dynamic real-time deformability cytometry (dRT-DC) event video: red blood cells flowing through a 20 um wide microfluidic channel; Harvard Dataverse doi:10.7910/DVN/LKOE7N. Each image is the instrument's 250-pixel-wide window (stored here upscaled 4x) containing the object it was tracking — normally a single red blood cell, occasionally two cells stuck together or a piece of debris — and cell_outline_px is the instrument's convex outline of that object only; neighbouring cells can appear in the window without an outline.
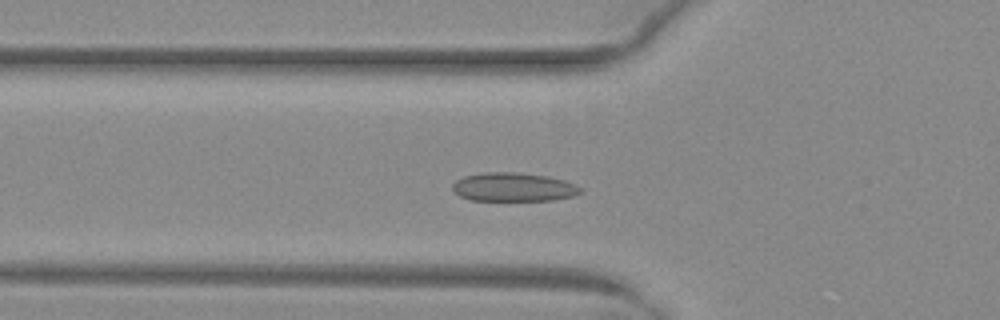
{"species": "common noctule bat (a hibernating species)", "species_latin": "Nyctalus noctula", "temperature_condition": "warm", "stored_images_in_passage": 47, "camera_frame_rate_fps": 3000, "um_per_image_px": 0.085, "animal": {"sex": "female", "body_mass_g": 29.2, "forearm_length_mm": 56.3}, "frame": {"image": 1, "passage_image": 14, "time_ms": 4.333, "image_size_px": [1000, 320], "cell_outline_px": [[584, 188], [580, 192], [572, 196], [552, 200], [468, 200], [460, 196], [452, 188], [452, 184], [456, 180], [464, 176], [484, 172], [520, 172], [548, 176], [564, 180], [576, 184]], "centroid_in_image_um": [43.65, 15.89], "position_along_channel_um": 82.1, "area_um2": 21.5}}
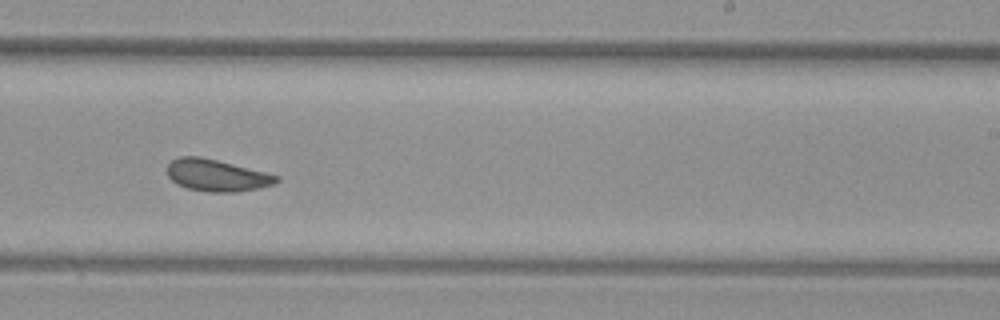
{"frame": {"image": 2, "passage_image": 28, "time_ms": 9.0, "image_size_px": [1000, 320], "cell_outline_px": [[280, 180], [272, 184], [256, 188], [236, 192], [208, 192], [188, 188], [176, 184], [168, 176], [168, 164], [172, 160], [180, 156], [200, 156], [280, 176]], "centroid_in_image_um": [18.39, 14.9], "position_along_channel_um": 270.6, "area_um2": 20.0}}
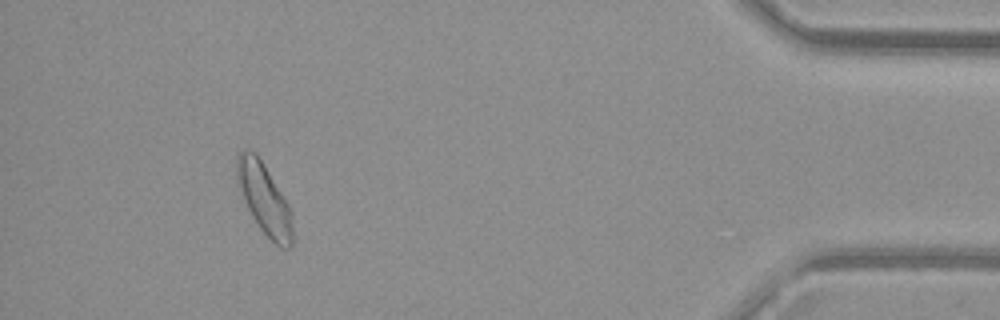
{"frame": {"image": 3, "passage_image": 43, "time_ms": 14.0, "image_size_px": [1000, 320], "cell_outline_px": [[292, 248], [280, 248], [260, 228], [252, 216], [236, 184], [236, 160], [240, 152], [244, 148], [248, 148], [256, 152], [288, 204], [292, 228]], "centroid_in_image_um": [22.42, 16.86], "position_along_channel_um": 412.8, "area_um2": 22.66}, "authors_computed_cell_mechanics": {"area_um2": 21.386, "velocity_mm_per_s": 4.0366, "shape_relaxation_time_tau1_ms": 11.288, "shape_relaxation_time_tau2_ms": 2.7645, "deformation_change_tau1": 0.1724, "deformation_change_tau2": 0.0639}}